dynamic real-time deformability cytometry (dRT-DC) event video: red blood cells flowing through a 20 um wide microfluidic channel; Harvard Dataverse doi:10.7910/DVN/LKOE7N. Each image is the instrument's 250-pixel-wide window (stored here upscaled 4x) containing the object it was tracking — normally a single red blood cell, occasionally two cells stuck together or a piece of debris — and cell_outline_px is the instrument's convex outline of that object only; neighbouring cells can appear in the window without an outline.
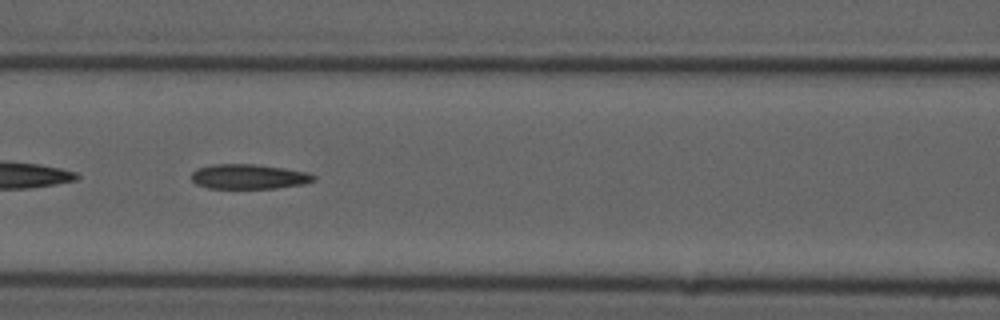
{"species": "common noctule bat (a hibernating species)", "species_latin": "Nyctalus noctula", "temperature_condition": "cold", "stored_images_in_passage": 29, "camera_frame_rate_fps": 3000, "um_per_image_px": 0.085, "animal": {"sex": "male", "forearm_length_mm": 52.5}, "frame": {"image": 1, "passage_image": 17, "time_ms": 5.333, "image_size_px": [1000, 320], "cell_outline_px": [[316, 180], [304, 184], [276, 188], [208, 188], [196, 184], [192, 180], [192, 172], [196, 168], [212, 164], [256, 164], [284, 168], [304, 172], [316, 176]], "centroid_in_image_um": [21.13, 15.01], "position_along_channel_um": 145.5, "area_um2": 17.69}}
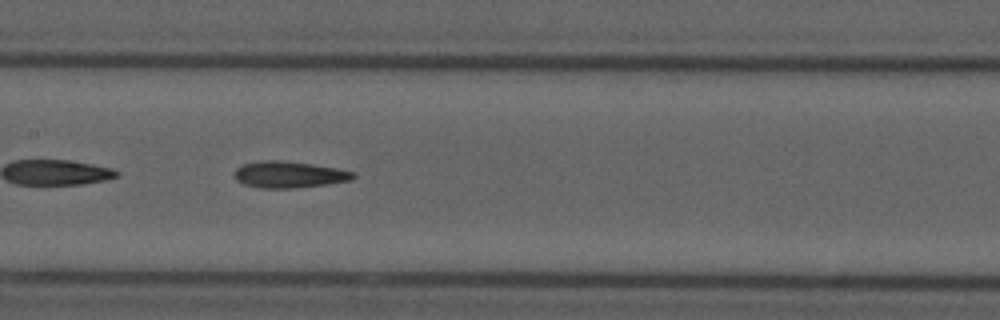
{"frame": {"image": 2, "passage_image": 20, "time_ms": 6.333, "image_size_px": [1000, 320], "cell_outline_px": [[356, 176], [352, 180], [328, 184], [296, 188], [260, 188], [244, 184], [236, 180], [236, 168], [244, 164], [260, 160], [280, 160], [312, 164], [336, 168], [356, 172]], "centroid_in_image_um": [24.61, 14.84], "position_along_channel_um": 182.8, "area_um2": 18.38}}
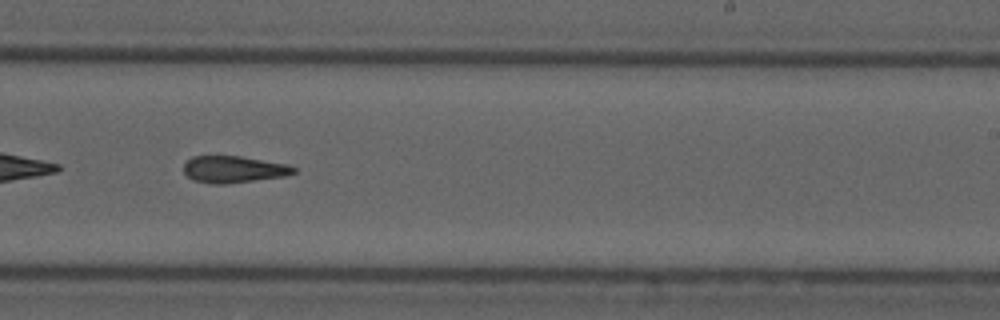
{"frame": {"image": 3, "passage_image": 27, "time_ms": 8.667, "image_size_px": [1000, 320], "cell_outline_px": [[296, 172], [284, 176], [228, 184], [212, 184], [192, 180], [184, 172], [184, 164], [192, 156], [240, 156], [288, 164], [296, 168]], "centroid_in_image_um": [19.85, 14.4], "position_along_channel_um": 269.1, "area_um2": 17.22}}